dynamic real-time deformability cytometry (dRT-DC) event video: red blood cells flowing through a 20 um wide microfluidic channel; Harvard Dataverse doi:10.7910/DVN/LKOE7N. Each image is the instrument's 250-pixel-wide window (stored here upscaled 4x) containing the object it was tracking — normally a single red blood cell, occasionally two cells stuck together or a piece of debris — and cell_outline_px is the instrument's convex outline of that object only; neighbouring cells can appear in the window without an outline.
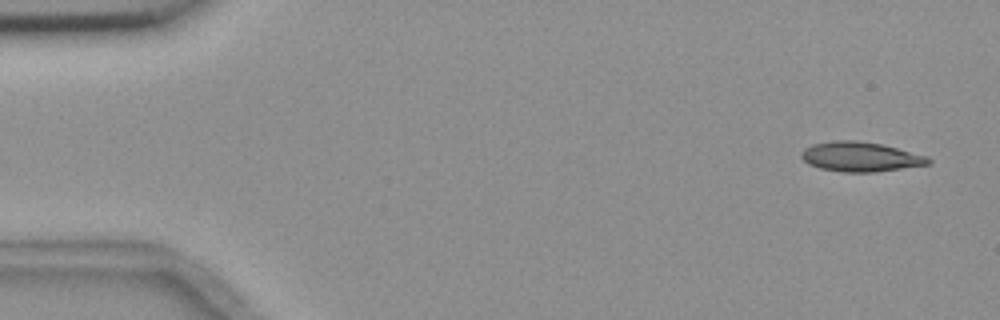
{"species": "common noctule bat (a hibernating species)", "species_latin": "Nyctalus noctula", "temperature_condition": "room temperature", "stored_images_in_passage": 4, "camera_frame_rate_fps": 3000, "um_per_image_px": 0.085, "animal": {"sex": "female", "body_mass_g": 18.4}, "frame": {"image": 1, "passage_image": 1, "time_ms": 0.0, "image_size_px": [1000, 320], "cell_outline_px": [[932, 164], [872, 172], [844, 172], [820, 168], [808, 164], [800, 156], [800, 152], [804, 148], [812, 144], [832, 140], [856, 140], [884, 144], [928, 156], [932, 160]], "centroid_in_image_um": [73.15, 13.31], "position_along_channel_um": 11.9, "area_um2": 22.2}}